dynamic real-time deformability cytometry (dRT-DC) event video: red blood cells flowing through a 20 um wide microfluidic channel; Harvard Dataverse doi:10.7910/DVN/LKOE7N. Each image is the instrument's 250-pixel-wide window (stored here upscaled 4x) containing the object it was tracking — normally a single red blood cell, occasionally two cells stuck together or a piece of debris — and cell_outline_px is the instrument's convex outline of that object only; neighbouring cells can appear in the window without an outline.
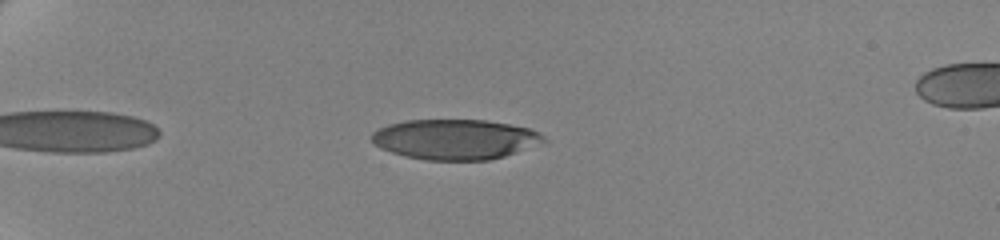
{"species": "human", "species_latin": "Homo sapiens", "temperature_condition": "cold", "stored_images_in_passage": 51, "camera_frame_rate_fps": 3000, "um_per_image_px": 0.085, "donor": {"sex": "female"}, "frame": {"image": 1, "passage_image": 9, "time_ms": 2.667, "image_size_px": [1000, 240], "cell_outline_px": [[548, 144], [504, 156], [488, 160], [424, 160], [392, 152], [380, 148], [372, 140], [372, 132], [388, 124], [408, 120], [488, 120], [528, 128], [544, 136], [548, 140]], "centroid_in_image_um": [38.77, 11.85], "position_along_channel_um": 46.2, "area_um2": 40.46}}
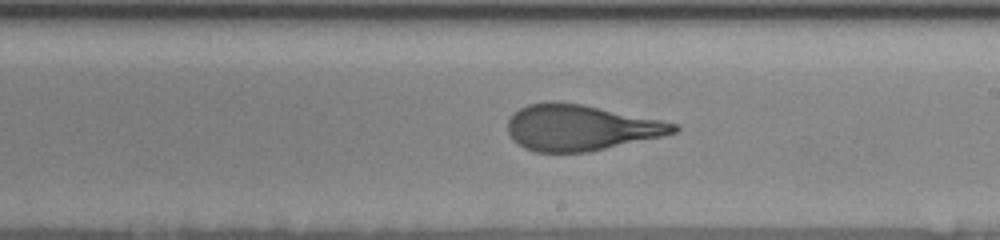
{"frame": {"image": 2, "passage_image": 30, "time_ms": 9.667, "image_size_px": [1000, 240], "cell_outline_px": [[680, 128], [676, 132], [660, 136], [588, 152], [536, 152], [524, 148], [508, 132], [508, 120], [520, 108], [528, 104], [552, 100], [580, 104], [660, 120], [676, 124]], "centroid_in_image_um": [49.32, 10.84], "position_along_channel_um": 239.7, "area_um2": 43.64}}
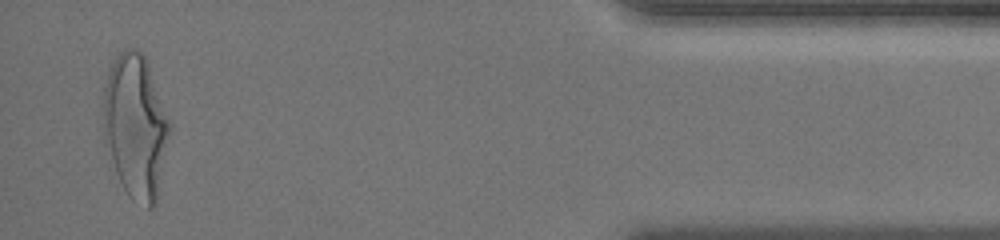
{"frame": {"image": 3, "passage_image": 50, "time_ms": 16.333, "image_size_px": [1000, 240], "cell_outline_px": [[172, 124], [156, 204], [152, 208], [148, 208], [132, 200], [128, 196], [116, 172], [104, 132], [104, 88], [112, 64], [116, 56], [120, 52], [128, 48], [136, 48], [144, 56], [148, 64]], "centroid_in_image_um": [11.57, 10.75], "position_along_channel_um": 423.6, "area_um2": 54.97}, "authors_computed_cell_mechanics": {"area_um2": 44.795, "velocity_mm_per_s": 3.4898, "shape_relaxation_time_tau1_ms": 4.7413, "shape_relaxation_time_tau2_ms": 0.9992, "deformation_change_tau1": 0.228, "deformation_change_tau2": 0.1055}}